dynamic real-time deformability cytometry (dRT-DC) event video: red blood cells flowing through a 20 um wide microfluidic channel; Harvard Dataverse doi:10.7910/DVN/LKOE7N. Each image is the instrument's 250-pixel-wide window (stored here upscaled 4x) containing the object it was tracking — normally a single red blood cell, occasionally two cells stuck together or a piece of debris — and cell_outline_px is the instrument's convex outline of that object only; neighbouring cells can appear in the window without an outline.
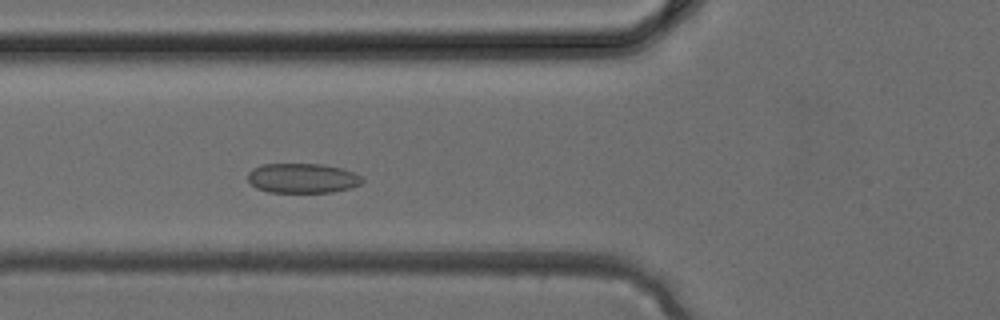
{"species": "common noctule bat (a hibernating species)", "species_latin": "Nyctalus noctula", "temperature_condition": "cold", "stored_images_in_passage": 26, "camera_frame_rate_fps": 3000, "um_per_image_px": 0.085, "animal": {"sex": "female", "body_mass_g": 24.6, "forearm_length_mm": 56.2}, "frame": {"image": 1, "passage_image": 6, "time_ms": 1.667, "image_size_px": [1000, 320], "cell_outline_px": [[364, 180], [360, 184], [352, 188], [332, 192], [268, 192], [256, 188], [248, 180], [248, 172], [252, 168], [260, 164], [324, 164], [340, 168], [352, 172], [360, 176]], "centroid_in_image_um": [25.69, 15.14], "position_along_channel_um": 100.1, "area_um2": 19.88}}
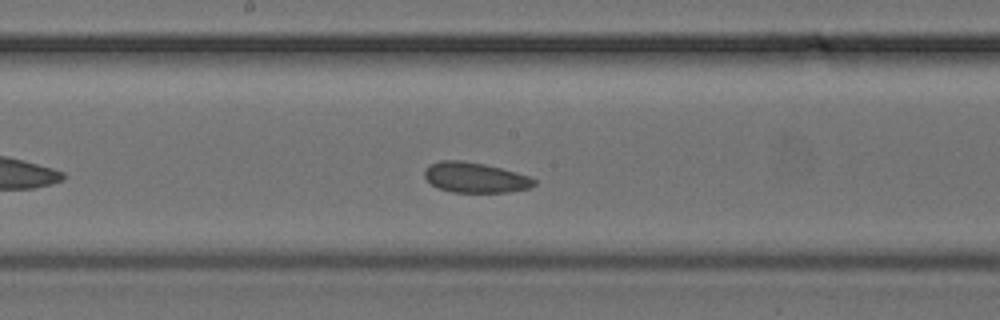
{"frame": {"image": 2, "passage_image": 12, "time_ms": 3.667, "image_size_px": [1000, 320], "cell_outline_px": [[536, 184], [532, 188], [508, 192], [452, 192], [440, 188], [432, 184], [424, 176], [424, 168], [428, 164], [440, 160], [464, 160], [484, 164], [516, 172], [528, 176], [536, 180]], "centroid_in_image_um": [40.38, 15.08], "position_along_channel_um": 207.8, "area_um2": 19.42}}
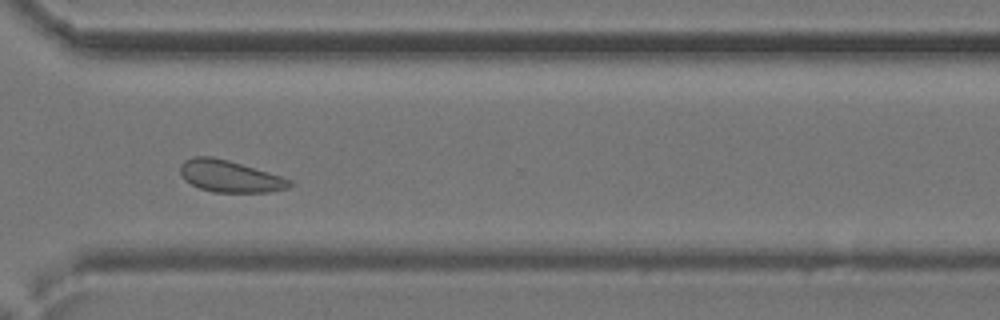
{"frame": {"image": 3, "passage_image": 20, "time_ms": 6.333, "image_size_px": [1000, 320], "cell_outline_px": [[292, 184], [288, 188], [268, 192], [212, 192], [200, 188], [184, 180], [180, 172], [180, 164], [184, 160], [192, 156], [212, 156], [228, 160], [280, 176], [292, 180]], "centroid_in_image_um": [19.49, 14.98], "position_along_channel_um": 351.1, "area_um2": 20.17}}